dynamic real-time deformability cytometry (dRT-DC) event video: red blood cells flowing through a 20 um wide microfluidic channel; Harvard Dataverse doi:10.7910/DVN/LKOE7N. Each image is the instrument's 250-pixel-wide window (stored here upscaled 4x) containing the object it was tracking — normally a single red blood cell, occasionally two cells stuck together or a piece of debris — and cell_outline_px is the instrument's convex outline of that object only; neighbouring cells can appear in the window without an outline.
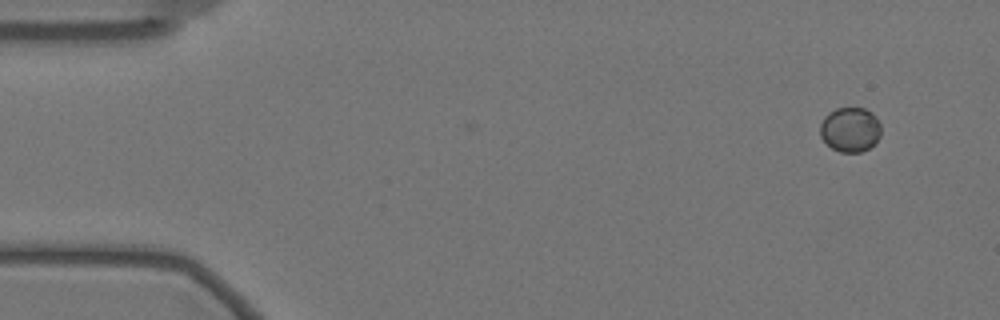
{"species": "Egyptian fruit bat (a non-hibernating species)", "species_latin": "Rousettus aegyptiacus", "temperature_condition": "warm", "stored_images_in_passage": 2, "camera_frame_rate_fps": 3000, "um_per_image_px": 0.085, "animal": {"sex": "female"}, "frame": {"image": 1, "passage_image": 2, "time_ms": 0.333, "image_size_px": [1000, 320], "cell_outline_px": [[880, 136], [868, 148], [860, 152], [840, 152], [832, 148], [820, 136], [820, 124], [824, 116], [828, 112], [836, 108], [864, 108], [872, 112], [876, 116], [880, 124]], "centroid_in_image_um": [72.25, 10.99], "position_along_channel_um": 12.8, "area_um2": 15.84}}